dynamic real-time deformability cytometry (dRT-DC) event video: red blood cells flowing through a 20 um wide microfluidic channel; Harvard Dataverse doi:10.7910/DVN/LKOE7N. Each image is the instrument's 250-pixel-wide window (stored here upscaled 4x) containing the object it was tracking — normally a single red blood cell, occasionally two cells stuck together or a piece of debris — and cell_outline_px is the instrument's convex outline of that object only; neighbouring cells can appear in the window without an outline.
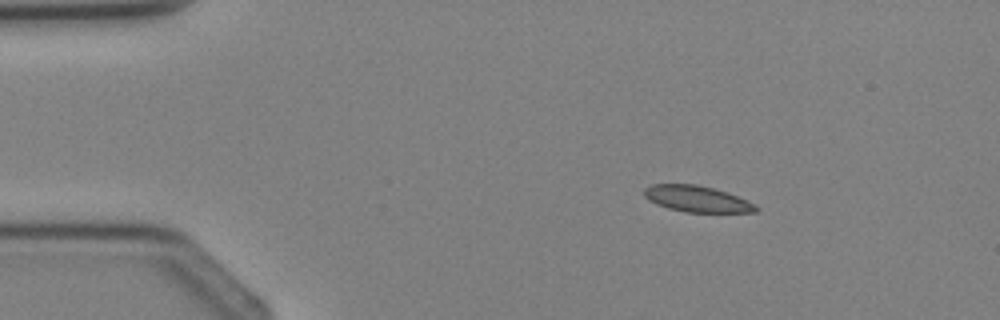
{"species": "Egyptian fruit bat (a non-hibernating species)", "species_latin": "Rousettus aegyptiacus", "temperature_condition": "cold", "stored_images_in_passage": 2, "camera_frame_rate_fps": 3000, "um_per_image_px": 0.085, "animal": {"sex": "female"}, "frame": {"image": 1, "passage_image": 2, "time_ms": 1.0, "image_size_px": [1000, 320], "cell_outline_px": [[760, 208], [756, 212], [684, 212], [668, 208], [656, 204], [648, 200], [644, 196], [644, 188], [652, 184], [696, 184], [712, 188], [736, 196], [756, 204]], "centroid_in_image_um": [59.21, 16.91], "position_along_channel_um": 25.8, "area_um2": 16.99}}